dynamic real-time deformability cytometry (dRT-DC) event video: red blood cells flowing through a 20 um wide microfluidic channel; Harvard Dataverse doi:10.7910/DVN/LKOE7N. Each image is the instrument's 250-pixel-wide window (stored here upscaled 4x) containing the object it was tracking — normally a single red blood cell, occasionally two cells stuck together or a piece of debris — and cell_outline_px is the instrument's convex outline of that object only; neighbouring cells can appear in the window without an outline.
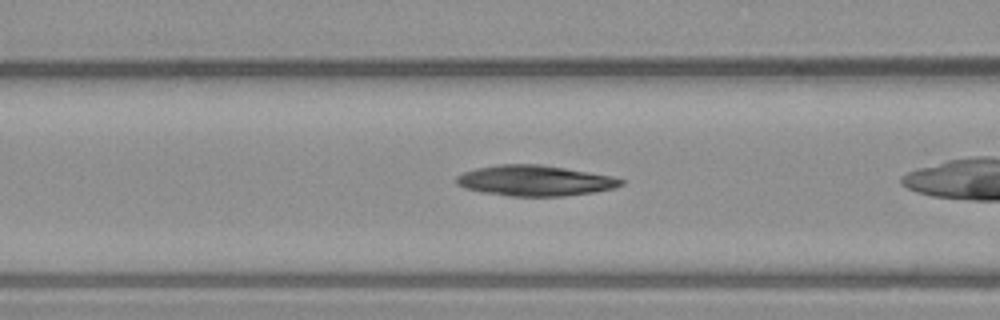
{"species": "common noctule bat (a hibernating species)", "species_latin": "Nyctalus noctula", "temperature_condition": "warm", "stored_images_in_passage": 14, "camera_frame_rate_fps": 3000, "um_per_image_px": 0.085, "animal": {"sex": "male", "body_mass_g": 23.1, "forearm_length_mm": 52.7}, "frame": {"image": 1, "passage_image": 5, "time_ms": 1.333, "image_size_px": [1000, 320], "cell_outline_px": [[624, 184], [616, 188], [596, 192], [564, 196], [512, 196], [484, 192], [464, 188], [456, 184], [456, 176], [464, 172], [476, 168], [496, 164], [540, 164], [612, 176], [624, 180]], "centroid_in_image_um": [45.47, 15.35], "position_along_channel_um": 121.1, "area_um2": 29.36}}
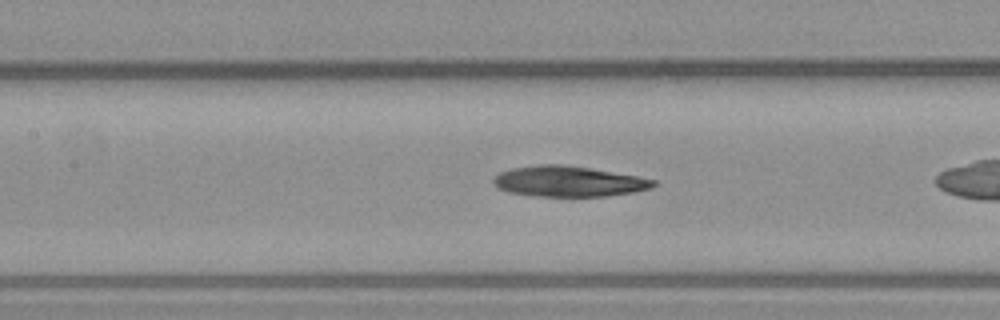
{"frame": {"image": 2, "passage_image": 8, "time_ms": 2.333, "image_size_px": [1000, 320], "cell_outline_px": [[656, 184], [652, 188], [632, 192], [608, 196], [540, 196], [508, 192], [500, 188], [492, 180], [500, 172], [512, 168], [540, 164], [560, 164], [588, 168], [636, 176], [656, 180]], "centroid_in_image_um": [48.34, 15.42], "position_along_channel_um": 159.1, "area_um2": 28.09}}
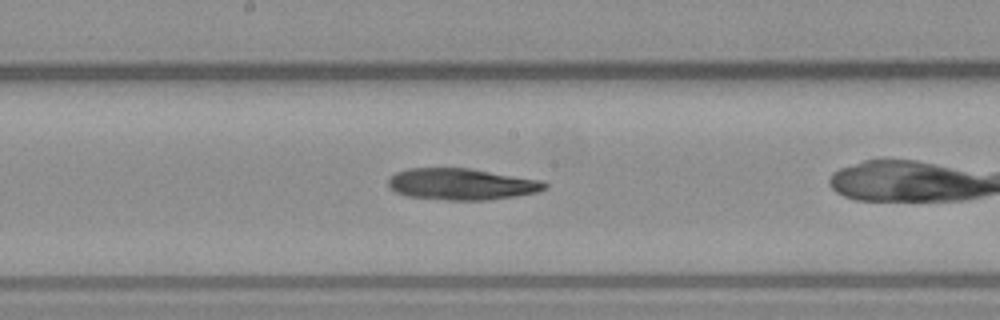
{"frame": {"image": 3, "passage_image": 12, "time_ms": 3.667, "image_size_px": [1000, 320], "cell_outline_px": [[548, 188], [536, 192], [516, 196], [484, 200], [448, 200], [408, 196], [396, 192], [388, 184], [388, 180], [396, 172], [408, 168], [468, 168], [540, 180], [548, 184]], "centroid_in_image_um": [39.23, 15.65], "position_along_channel_um": 209.0, "area_um2": 28.44}}